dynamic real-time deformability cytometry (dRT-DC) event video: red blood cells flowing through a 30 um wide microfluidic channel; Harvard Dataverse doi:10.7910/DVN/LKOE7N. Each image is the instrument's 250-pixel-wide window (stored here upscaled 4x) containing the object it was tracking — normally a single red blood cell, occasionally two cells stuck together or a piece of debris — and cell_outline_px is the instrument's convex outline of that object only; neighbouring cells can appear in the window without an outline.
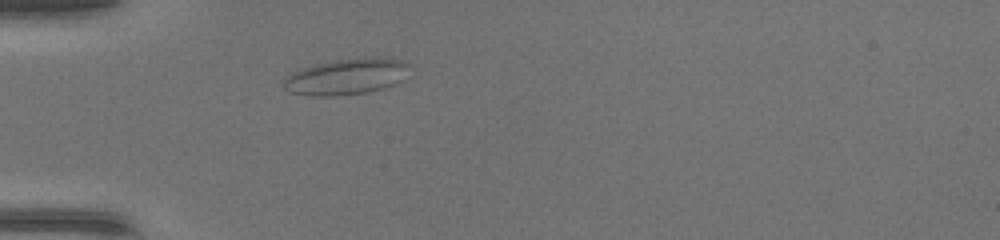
{"species": "common noctule bat (a hibernating species)", "species_latin": "Nyctalus noctula", "temperature_condition": "warm", "stored_images_in_passage": 33, "camera_frame_rate_fps": 3000, "um_per_image_px": 0.085, "animal": {"sex": "female", "body_mass_g": 17.0, "forearm_length_mm": 48.0}, "frame": {"image": 1, "passage_image": 1, "time_ms": 0.0, "image_size_px": [1000, 240], "cell_outline_px": [[408, 64], [404, 80], [384, 88], [368, 92], [336, 96], [312, 96], [288, 92], [284, 88], [284, 76], [292, 72], [304, 68], [336, 60], [400, 60]], "centroid_in_image_um": [29.36, 6.58], "position_along_channel_um": 55.6, "area_um2": 25.43}}
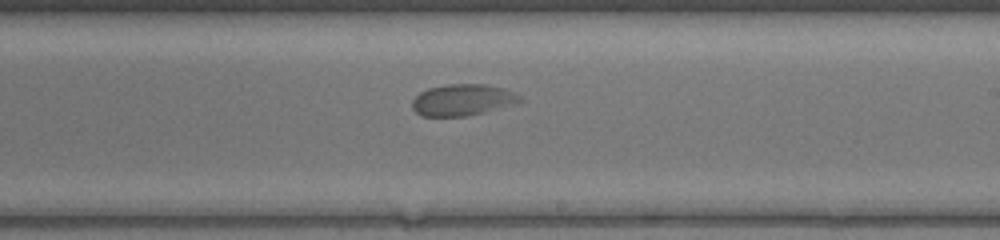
{"frame": {"image": 2, "passage_image": 15, "time_ms": 4.667, "image_size_px": [1000, 240], "cell_outline_px": [[524, 100], [520, 104], [468, 116], [420, 116], [412, 108], [412, 100], [420, 92], [428, 88], [448, 84], [488, 84], [504, 88], [516, 92]], "centroid_in_image_um": [39.39, 8.49], "position_along_channel_um": 249.6, "area_um2": 20.23}}
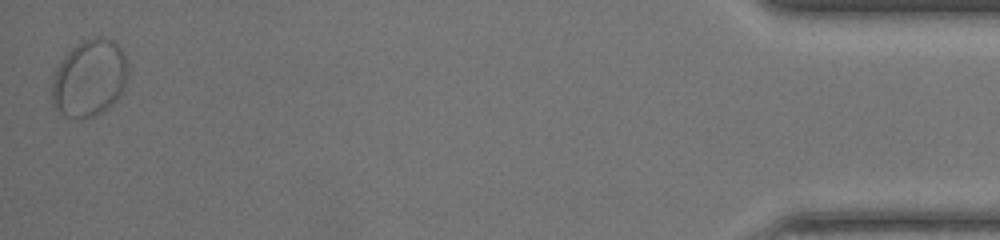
{"frame": {"image": 3, "passage_image": 33, "time_ms": 10.667, "image_size_px": [1000, 240], "cell_outline_px": [[128, 76], [124, 88], [120, 96], [104, 112], [96, 116], [84, 120], [80, 120], [64, 116], [52, 104], [52, 80], [56, 68], [68, 52], [72, 48], [84, 40], [96, 36], [104, 36], [112, 40], [120, 48], [128, 64]], "centroid_in_image_um": [7.61, 6.68], "position_along_channel_um": 427.6, "area_um2": 34.56}}